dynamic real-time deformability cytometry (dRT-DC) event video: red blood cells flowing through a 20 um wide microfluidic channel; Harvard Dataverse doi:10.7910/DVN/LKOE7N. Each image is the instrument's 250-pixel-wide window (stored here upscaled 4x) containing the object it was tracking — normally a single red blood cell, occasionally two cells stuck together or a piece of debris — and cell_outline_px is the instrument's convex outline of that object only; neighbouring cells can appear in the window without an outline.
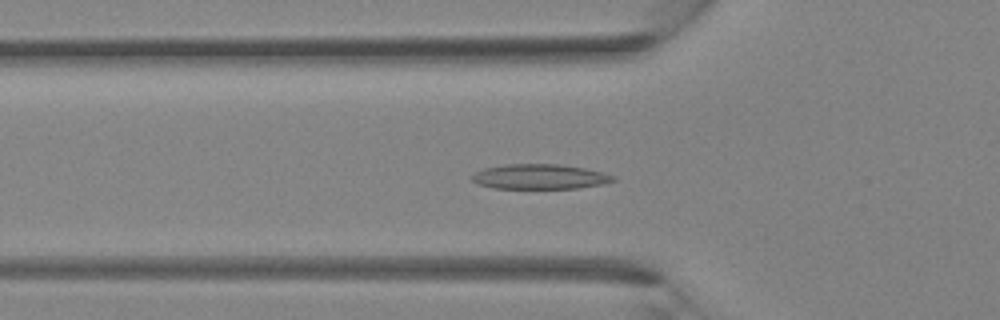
{"species": "Egyptian fruit bat (a non-hibernating species)", "species_latin": "Rousettus aegyptiacus", "temperature_condition": "room temperature", "stored_images_in_passage": 31, "camera_frame_rate_fps": 3000, "um_per_image_px": 0.085, "animal": {"sex": "female"}, "frame": {"image": 1, "passage_image": 6, "time_ms": 1.667, "image_size_px": [1000, 320], "cell_outline_px": [[616, 180], [600, 184], [576, 188], [492, 188], [480, 184], [472, 180], [472, 176], [476, 172], [484, 168], [504, 164], [556, 164], [584, 168], [616, 176]], "centroid_in_image_um": [45.86, 15.01], "position_along_channel_um": 79.9, "area_um2": 20.23}}
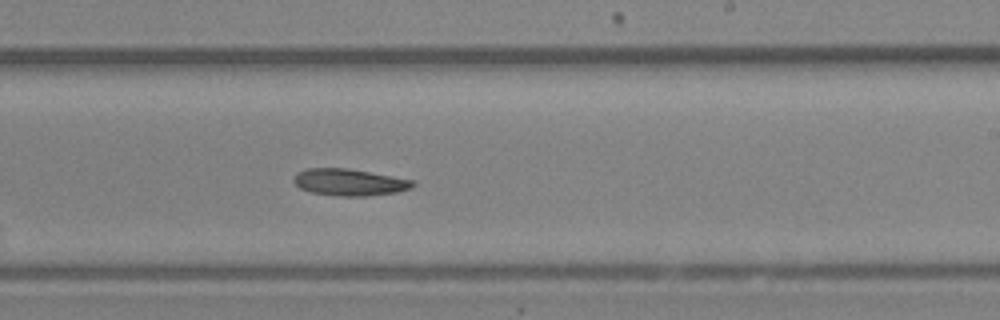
{"frame": {"image": 2, "passage_image": 16, "time_ms": 5.0, "image_size_px": [1000, 320], "cell_outline_px": [[416, 184], [412, 188], [396, 192], [368, 196], [336, 196], [312, 192], [300, 188], [292, 180], [296, 172], [308, 168], [348, 168], [416, 180]], "centroid_in_image_um": [29.72, 15.48], "position_along_channel_um": 259.3, "area_um2": 18.79}}
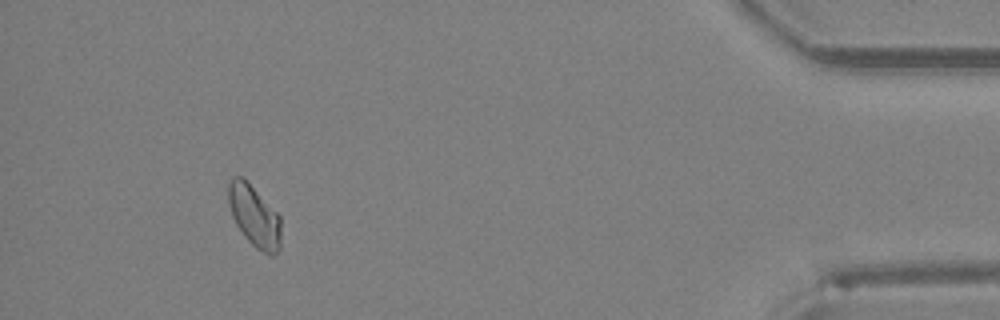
{"frame": {"image": 3, "passage_image": 28, "time_ms": 9.0, "image_size_px": [1000, 320], "cell_outline_px": [[280, 248], [272, 256], [268, 256], [256, 248], [244, 236], [236, 224], [232, 216], [228, 200], [228, 180], [232, 176], [240, 176], [280, 216]], "centroid_in_image_um": [21.6, 18.41], "position_along_channel_um": 413.6, "area_um2": 18.5}}